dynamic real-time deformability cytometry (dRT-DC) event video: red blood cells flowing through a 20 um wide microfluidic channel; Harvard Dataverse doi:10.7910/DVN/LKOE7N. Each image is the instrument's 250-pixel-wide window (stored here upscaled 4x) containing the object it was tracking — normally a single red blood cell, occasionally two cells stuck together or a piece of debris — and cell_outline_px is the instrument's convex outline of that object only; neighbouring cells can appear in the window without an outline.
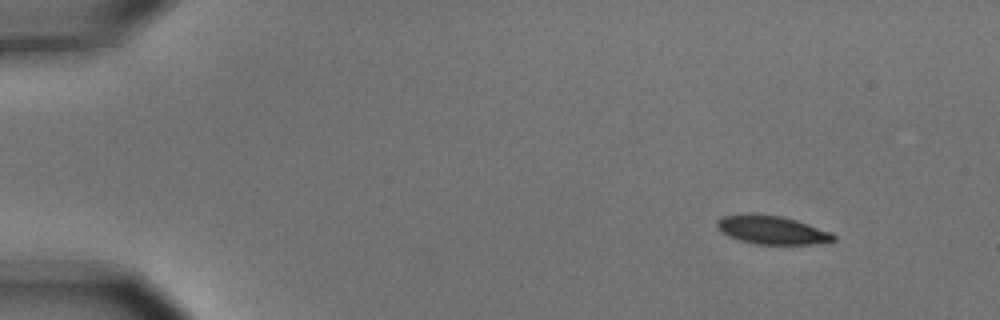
{"species": "common noctule bat (a hibernating species)", "species_latin": "Nyctalus noctula", "temperature_condition": "cold", "stored_images_in_passage": 4, "camera_frame_rate_fps": 3000, "um_per_image_px": 0.085, "animal": {"sex": "male", "body_mass_g": 15.6}, "frame": {"image": 1, "passage_image": 1, "time_ms": 0.0, "image_size_px": [1000, 320], "cell_outline_px": [[836, 240], [812, 244], [756, 244], [740, 240], [728, 236], [716, 224], [716, 220], [724, 216], [744, 212], [752, 212], [780, 216], [796, 220], [832, 232], [836, 236]], "centroid_in_image_um": [65.61, 19.52], "position_along_channel_um": 19.4, "area_um2": 19.42}}
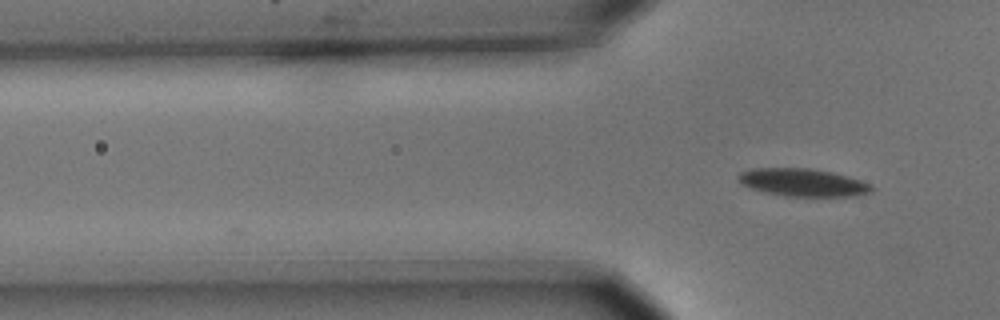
{"frame": {"image": 2, "passage_image": 4, "time_ms": 1.0, "image_size_px": [1000, 320], "cell_outline_px": [[872, 192], [856, 196], [784, 196], [764, 192], [740, 184], [736, 180], [736, 176], [740, 172], [752, 168], [808, 168], [832, 172], [848, 176], [872, 184]], "centroid_in_image_um": [68.21, 15.51], "position_along_channel_um": 57.6, "area_um2": 21.73}}